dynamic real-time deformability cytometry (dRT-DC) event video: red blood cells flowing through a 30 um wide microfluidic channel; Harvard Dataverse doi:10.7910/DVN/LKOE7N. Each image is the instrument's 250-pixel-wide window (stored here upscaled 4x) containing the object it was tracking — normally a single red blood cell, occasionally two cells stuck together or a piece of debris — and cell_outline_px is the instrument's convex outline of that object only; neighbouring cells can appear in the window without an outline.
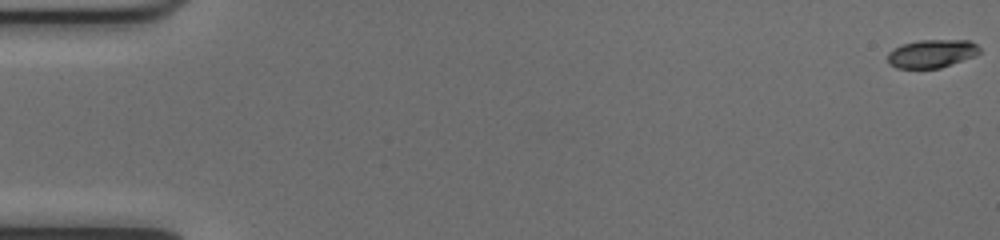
{"species": "common noctule bat (a hibernating species)", "species_latin": "Nyctalus noctula", "temperature_condition": "cold", "stored_images_in_passage": 53, "camera_frame_rate_fps": 3000, "um_per_image_px": 0.085, "animal": {"sex": "female", "body_mass_g": 17.0, "forearm_length_mm": 48.0}, "frame": {"image": 1, "passage_image": 1, "time_ms": 0.0, "image_size_px": [1000, 240], "cell_outline_px": [[980, 52], [976, 56], [940, 68], [896, 68], [888, 64], [888, 52], [892, 48], [900, 44], [916, 40], [968, 40], [976, 44], [980, 48]], "centroid_in_image_um": [79.17, 4.55], "position_along_channel_um": 5.8, "area_um2": 15.37}}
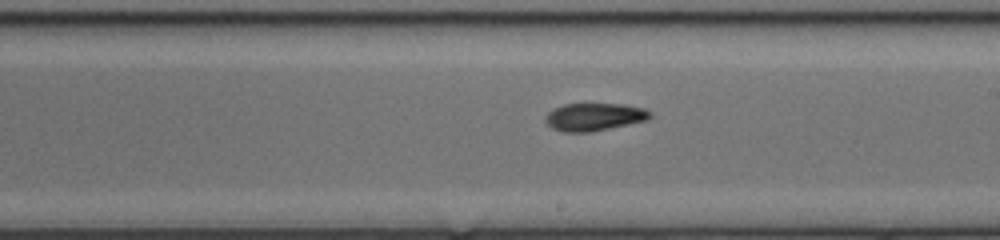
{"frame": {"image": 2, "passage_image": 31, "time_ms": 10.0, "image_size_px": [1000, 240], "cell_outline_px": [[652, 116], [648, 120], [592, 132], [564, 132], [552, 128], [544, 120], [544, 116], [548, 112], [564, 104], [624, 104], [644, 108], [652, 112]], "centroid_in_image_um": [50.53, 9.94], "position_along_channel_um": 238.5, "area_um2": 16.99}}
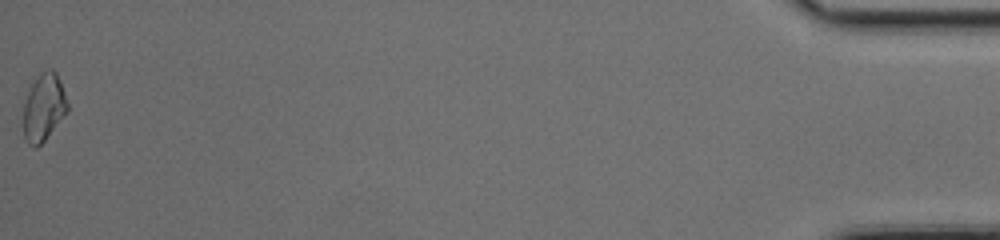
{"frame": {"image": 3, "passage_image": 53, "time_ms": 17.333, "image_size_px": [1000, 240], "cell_outline_px": [[68, 112], [44, 140], [36, 148], [28, 144], [24, 136], [24, 104], [28, 92], [32, 84], [40, 72], [48, 68], [52, 68], [56, 72], [64, 92], [68, 104]], "centroid_in_image_um": [3.73, 9.11], "position_along_channel_um": 431.5, "area_um2": 17.17}, "authors_computed_cell_mechanics": {"area_um2": 16.5308, "velocity_mm_per_s": 4.0332, "shape_relaxation_time_tau1_ms": 9.549, "shape_relaxation_time_tau2_ms": null, "deformation_change_tau1": 0.2511, "deformation_change_tau2": null}}